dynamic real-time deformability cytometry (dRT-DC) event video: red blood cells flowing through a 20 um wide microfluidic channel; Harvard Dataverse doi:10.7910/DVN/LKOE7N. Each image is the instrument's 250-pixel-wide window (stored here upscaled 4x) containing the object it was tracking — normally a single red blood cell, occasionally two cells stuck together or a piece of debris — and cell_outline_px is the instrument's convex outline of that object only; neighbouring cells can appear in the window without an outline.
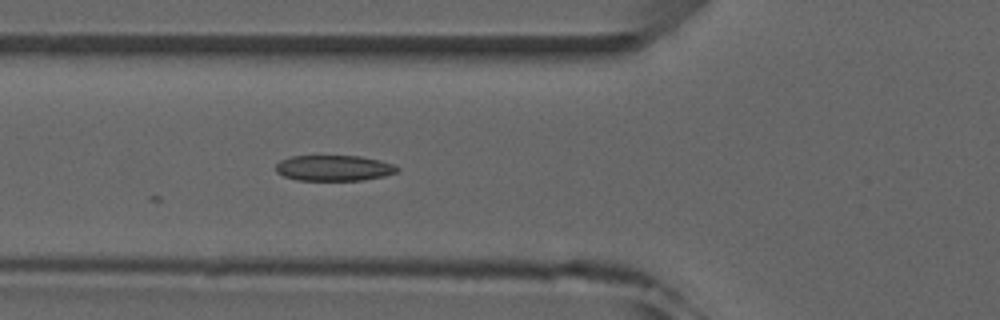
{"species": "common noctule bat (a hibernating species)", "species_latin": "Nyctalus noctula", "temperature_condition": "room temperature", "stored_images_in_passage": 5, "camera_frame_rate_fps": 3000, "um_per_image_px": 0.085, "animal": {"sex": "male", "forearm_length_mm": 52.5}, "frame": {"image": 1, "passage_image": 5, "time_ms": 4.667, "image_size_px": [1000, 320], "cell_outline_px": [[400, 168], [396, 172], [384, 176], [364, 180], [296, 180], [284, 176], [276, 172], [276, 164], [280, 160], [288, 156], [360, 156], [380, 160], [396, 164]], "centroid_in_image_um": [28.39, 14.28], "position_along_channel_um": 97.4, "area_um2": 18.32}}